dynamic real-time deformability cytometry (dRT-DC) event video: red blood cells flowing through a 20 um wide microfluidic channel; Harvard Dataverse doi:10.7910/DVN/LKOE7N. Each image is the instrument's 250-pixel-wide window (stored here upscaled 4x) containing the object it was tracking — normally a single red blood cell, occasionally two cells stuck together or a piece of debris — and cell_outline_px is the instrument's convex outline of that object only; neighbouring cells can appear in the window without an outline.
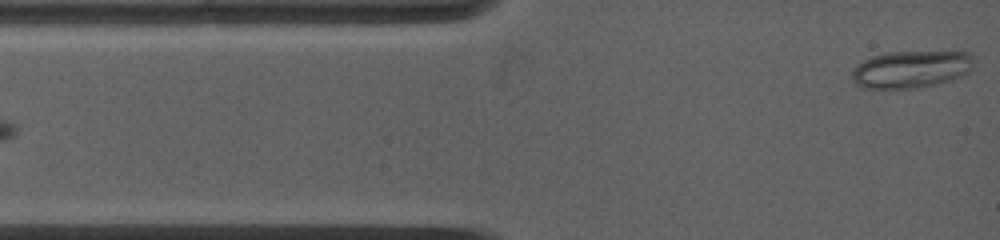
{"species": "common noctule bat (a hibernating species)", "species_latin": "Nyctalus noctula", "temperature_condition": "warm", "stored_images_in_passage": 24, "camera_frame_rate_fps": 5000, "um_per_image_px": 0.085, "animal": {"sex": "female", "body_mass_g": 19.0, "forearm_length_mm": 53.3}, "frame": {"image": 1, "passage_image": 1, "time_ms": 0.0, "image_size_px": [1000, 240], "cell_outline_px": [[972, 68], [964, 76], [936, 84], [920, 88], [860, 88], [852, 84], [848, 76], [852, 68], [864, 60], [872, 56], [884, 52], [956, 48], [960, 48], [972, 52]], "centroid_in_image_um": [77.47, 5.83], "position_along_channel_um": 7.5, "area_um2": 28.32}}
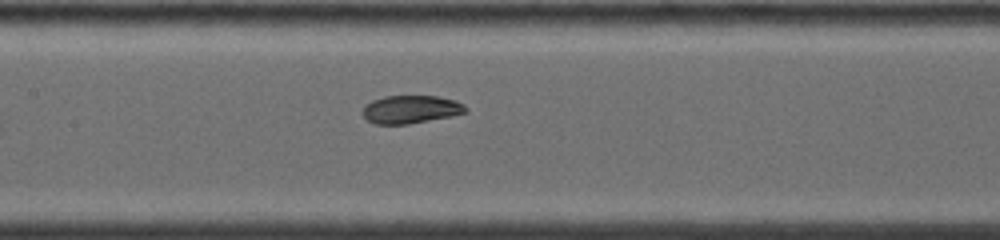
{"frame": {"image": 2, "passage_image": 14, "time_ms": 5.4, "image_size_px": [1000, 240], "cell_outline_px": [[468, 108], [464, 112], [448, 116], [408, 124], [372, 124], [360, 112], [364, 104], [372, 100], [384, 96], [436, 96], [456, 100], [464, 104]], "centroid_in_image_um": [34.84, 9.29], "position_along_channel_um": 172.6, "area_um2": 16.82}}
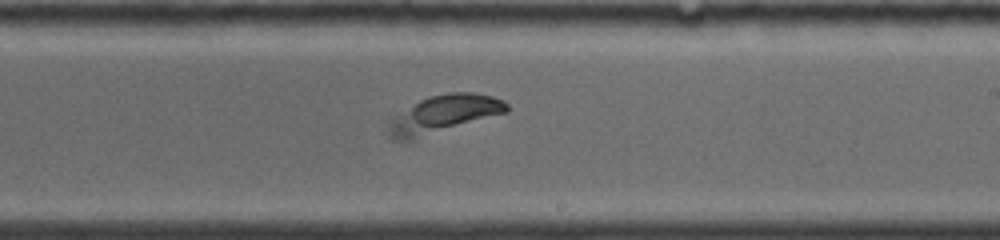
{"frame": {"image": 3, "passage_image": 19, "time_ms": 7.4, "image_size_px": [1000, 240], "cell_outline_px": [[508, 112], [412, 140], [392, 140], [388, 136], [388, 124], [396, 116], [420, 100], [432, 96], [448, 92], [472, 92], [492, 96], [504, 100], [508, 104]], "centroid_in_image_um": [37.75, 9.71], "position_along_channel_um": 251.3, "area_um2": 25.61}}